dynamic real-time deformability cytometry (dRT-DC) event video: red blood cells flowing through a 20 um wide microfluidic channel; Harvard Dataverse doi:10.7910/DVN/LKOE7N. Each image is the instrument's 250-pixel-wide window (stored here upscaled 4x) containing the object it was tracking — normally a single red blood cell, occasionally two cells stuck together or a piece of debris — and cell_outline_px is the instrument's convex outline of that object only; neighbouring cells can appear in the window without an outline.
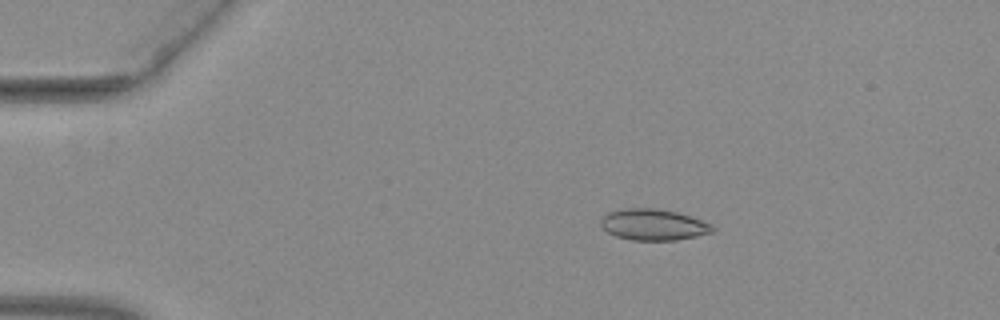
{"species": "common noctule bat (a hibernating species)", "species_latin": "Nyctalus noctula", "temperature_condition": "warm", "stored_images_in_passage": 46, "camera_frame_rate_fps": 3000, "um_per_image_px": 0.085, "animal": {"sex": "female", "body_mass_g": 29.2, "forearm_length_mm": 56.3}, "frame": {"image": 1, "passage_image": 4, "time_ms": 1.0, "image_size_px": [1000, 320], "cell_outline_px": [[716, 228], [712, 232], [696, 236], [676, 240], [632, 240], [616, 236], [608, 232], [600, 224], [600, 220], [608, 212], [628, 208], [656, 208], [676, 212], [712, 224]], "centroid_in_image_um": [55.54, 19.1], "position_along_channel_um": 29.5, "area_um2": 20.11}}
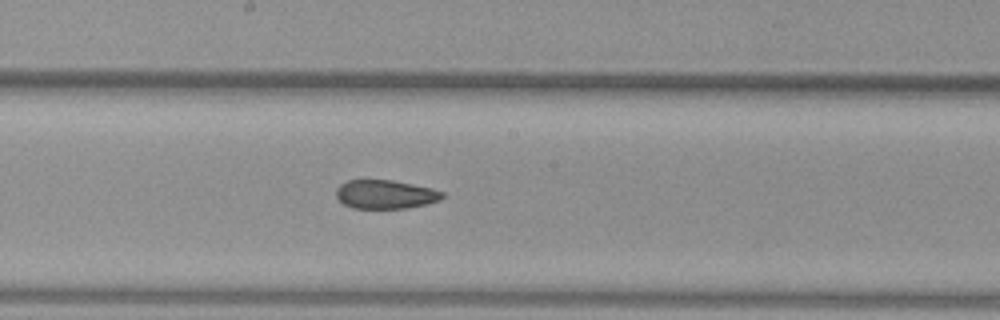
{"frame": {"image": 2, "passage_image": 23, "time_ms": 7.333, "image_size_px": [1000, 320], "cell_outline_px": [[444, 196], [440, 200], [428, 204], [408, 208], [352, 208], [344, 204], [336, 196], [336, 188], [340, 184], [348, 180], [392, 180], [432, 188], [444, 192]], "centroid_in_image_um": [32.77, 16.52], "position_along_channel_um": 215.4, "area_um2": 17.86}}
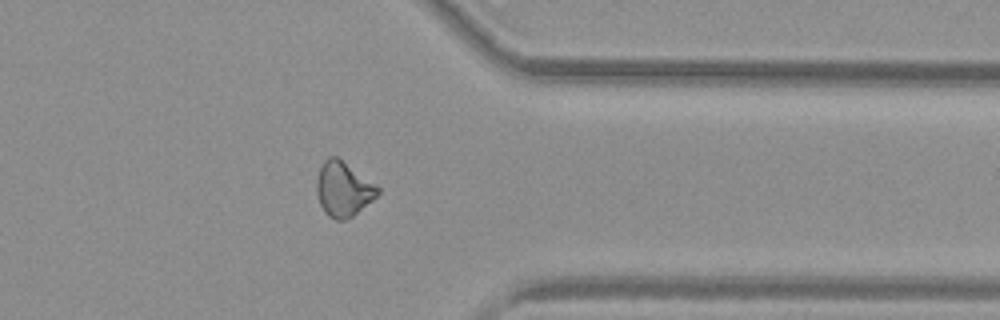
{"frame": {"image": 3, "passage_image": 36, "time_ms": 11.667, "image_size_px": [1000, 320], "cell_outline_px": [[380, 192], [372, 200], [352, 216], [344, 220], [336, 220], [328, 216], [324, 212], [320, 204], [316, 192], [316, 180], [320, 168], [324, 160], [328, 156], [336, 156], [376, 184], [380, 188]], "centroid_in_image_um": [29.16, 16.07], "position_along_channel_um": 382.2, "area_um2": 19.36}, "authors_computed_cell_mechanics": {"area_um2": 19.3052, "velocity_mm_per_s": 4.0253, "shape_relaxation_time_tau1_ms": null, "shape_relaxation_time_tau2_ms": 3.063, "deformation_change_tau1": null, "deformation_change_tau2": 0.0745}}